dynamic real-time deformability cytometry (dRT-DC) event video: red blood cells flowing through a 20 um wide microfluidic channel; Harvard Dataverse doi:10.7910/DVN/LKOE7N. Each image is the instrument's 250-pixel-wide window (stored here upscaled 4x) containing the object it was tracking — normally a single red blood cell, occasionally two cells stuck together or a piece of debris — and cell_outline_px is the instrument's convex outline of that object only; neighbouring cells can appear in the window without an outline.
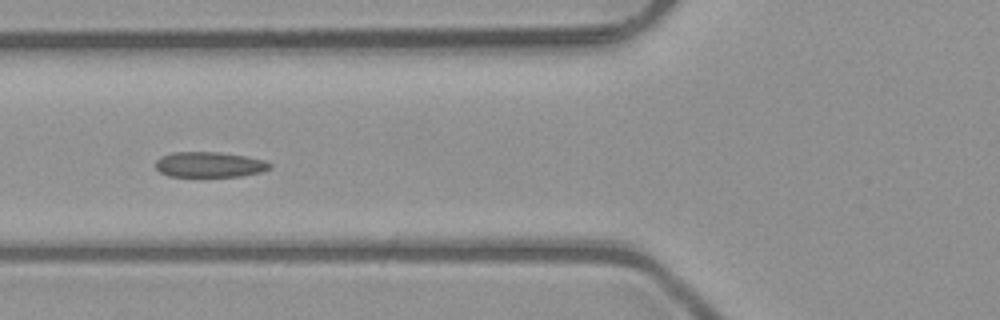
{"species": "common noctule bat (a hibernating species)", "species_latin": "Nyctalus noctula", "temperature_condition": "room temperature", "stored_images_in_passage": 3, "camera_frame_rate_fps": 3000, "um_per_image_px": 0.085, "animal": {"sex": "male", "body_mass_g": 23.1, "forearm_length_mm": 52.7}, "frame": {"image": 1, "passage_image": 3, "time_ms": 0.667, "image_size_px": [1000, 320], "cell_outline_px": [[272, 168], [260, 172], [240, 176], [168, 176], [160, 172], [156, 168], [156, 160], [160, 156], [172, 152], [220, 152], [248, 156], [264, 160], [272, 164]], "centroid_in_image_um": [17.81, 13.98], "position_along_channel_um": 108.0, "area_um2": 16.99}}